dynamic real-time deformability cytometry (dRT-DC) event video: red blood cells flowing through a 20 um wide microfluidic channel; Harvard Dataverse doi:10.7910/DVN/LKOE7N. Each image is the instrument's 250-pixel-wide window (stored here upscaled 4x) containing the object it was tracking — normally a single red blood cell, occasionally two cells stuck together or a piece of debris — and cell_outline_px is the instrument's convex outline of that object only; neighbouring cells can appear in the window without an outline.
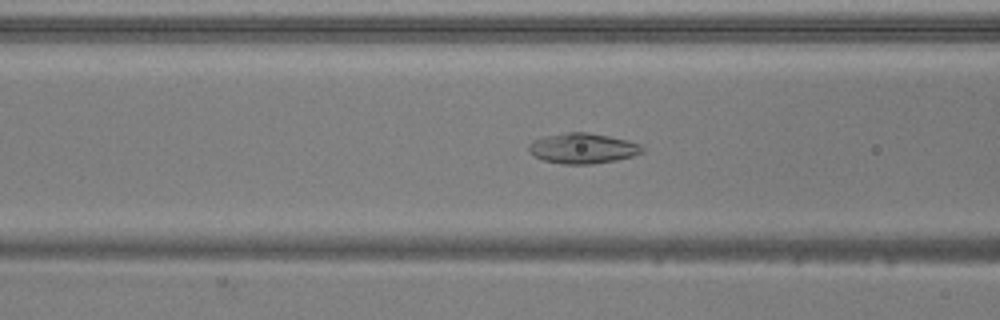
{"species": "common noctule bat (a hibernating species)", "species_latin": "Nyctalus noctula", "temperature_condition": "warm", "stored_images_in_passage": 52, "camera_frame_rate_fps": 3000, "um_per_image_px": 0.085, "animal": {"sex": "male", "body_mass_g": 20.5, "forearm_length_mm": 52.5}, "frame": {"image": 1, "passage_image": 21, "time_ms": 6.667, "image_size_px": [1000, 320], "cell_outline_px": [[644, 152], [632, 156], [616, 160], [592, 164], [560, 164], [544, 160], [536, 156], [528, 148], [528, 144], [532, 140], [544, 136], [568, 132], [588, 132], [628, 140], [640, 144], [644, 148]], "centroid_in_image_um": [49.55, 12.6], "position_along_channel_um": 117.1, "area_um2": 20.06}}
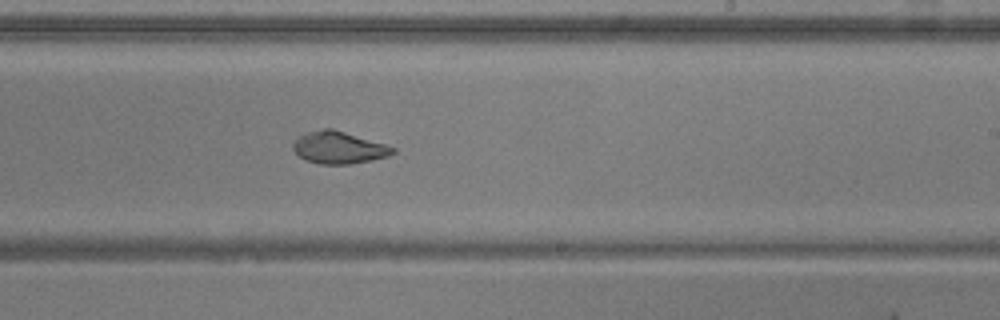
{"frame": {"image": 2, "passage_image": 32, "time_ms": 10.333, "image_size_px": [1000, 320], "cell_outline_px": [[396, 152], [388, 156], [372, 160], [352, 164], [320, 164], [304, 160], [292, 148], [292, 144], [296, 136], [308, 132], [324, 128], [332, 128], [384, 144], [396, 148]], "centroid_in_image_um": [28.77, 12.55], "position_along_channel_um": 260.2, "area_um2": 18.73}}
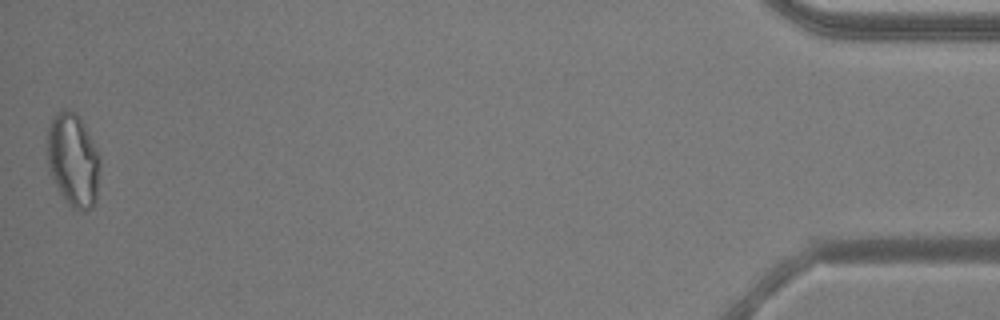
{"frame": {"image": 3, "passage_image": 52, "time_ms": 17.0, "image_size_px": [1000, 320], "cell_outline_px": [[100, 168], [96, 200], [92, 208], [84, 212], [72, 208], [68, 204], [60, 192], [48, 168], [48, 128], [52, 116], [56, 112], [64, 108], [76, 112], [84, 124], [100, 156]], "centroid_in_image_um": [6.23, 13.6], "position_along_channel_um": 429.0, "area_um2": 28.84}, "authors_computed_cell_mechanics": {"area_um2": 22.6865, "velocity_mm_per_s": 3.9086, "shape_relaxation_time_tau1_ms": null, "shape_relaxation_time_tau2_ms": 3.8685, "deformation_change_tau1": null, "deformation_change_tau2": 0.084}}